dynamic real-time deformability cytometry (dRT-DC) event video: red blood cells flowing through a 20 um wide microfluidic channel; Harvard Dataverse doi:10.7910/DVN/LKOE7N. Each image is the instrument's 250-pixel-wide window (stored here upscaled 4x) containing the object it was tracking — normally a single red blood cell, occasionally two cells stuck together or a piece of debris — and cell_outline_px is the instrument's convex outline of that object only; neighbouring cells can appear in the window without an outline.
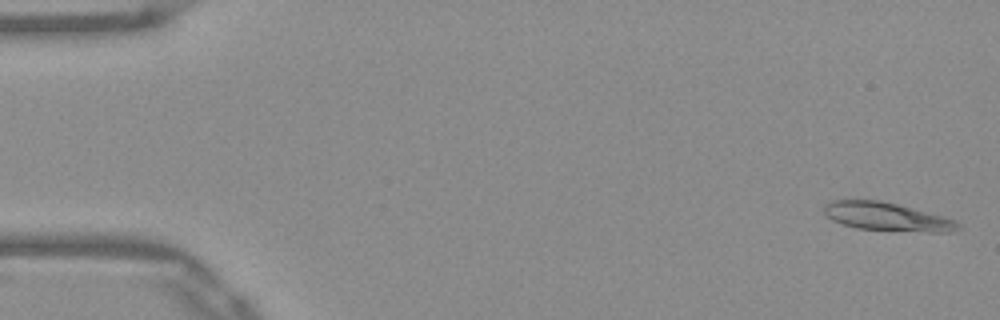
{"species": "Egyptian fruit bat (a non-hibernating species)", "species_latin": "Rousettus aegyptiacus", "temperature_condition": "warm", "stored_images_in_passage": 51, "camera_frame_rate_fps": 3000, "um_per_image_px": 0.085, "frame": {"image": 1, "passage_image": 1, "time_ms": 0.0, "image_size_px": [1000, 320], "cell_outline_px": [[960, 228], [952, 232], [928, 232], [856, 228], [832, 220], [824, 212], [824, 204], [832, 200], [880, 200], [944, 216], [956, 220], [960, 224]], "centroid_in_image_um": [75.41, 18.42], "position_along_channel_um": 9.6, "area_um2": 21.96}}
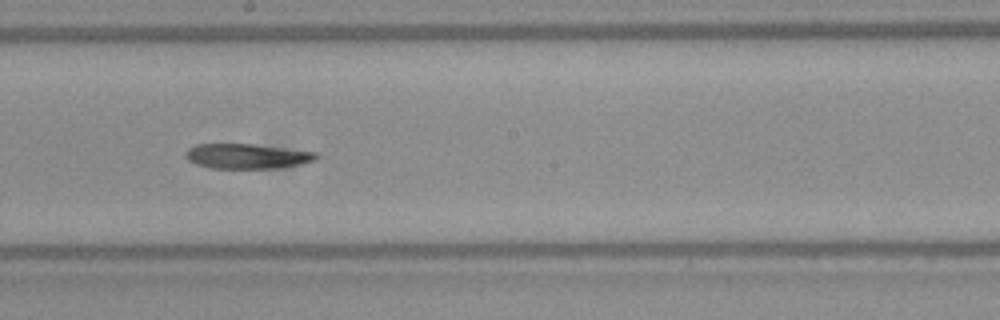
{"frame": {"image": 2, "passage_image": 28, "time_ms": 9.0, "image_size_px": [1000, 320], "cell_outline_px": [[320, 156], [316, 160], [284, 168], [212, 168], [196, 164], [188, 160], [184, 156], [184, 152], [188, 148], [196, 144], [252, 144], [316, 152]], "centroid_in_image_um": [20.99, 13.28], "position_along_channel_um": 227.2, "area_um2": 19.07}}
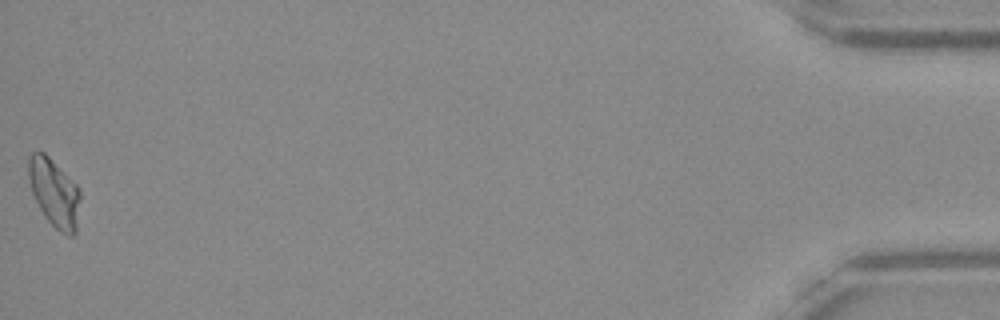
{"frame": {"image": 3, "passage_image": 51, "time_ms": 16.667, "image_size_px": [1000, 320], "cell_outline_px": [[80, 200], [76, 232], [72, 236], [68, 236], [60, 232], [44, 216], [32, 192], [28, 176], [28, 156], [32, 152], [44, 152], [80, 188]], "centroid_in_image_um": [4.62, 16.39], "position_along_channel_um": 430.6, "area_um2": 20.4}, "authors_computed_cell_mechanics": {"area_um2": 20.1144, "velocity_mm_per_s": 3.9321, "shape_relaxation_time_tau1_ms": 8.7606, "shape_relaxation_time_tau2_ms": null, "deformation_change_tau1": 0.2549, "deformation_change_tau2": null}}